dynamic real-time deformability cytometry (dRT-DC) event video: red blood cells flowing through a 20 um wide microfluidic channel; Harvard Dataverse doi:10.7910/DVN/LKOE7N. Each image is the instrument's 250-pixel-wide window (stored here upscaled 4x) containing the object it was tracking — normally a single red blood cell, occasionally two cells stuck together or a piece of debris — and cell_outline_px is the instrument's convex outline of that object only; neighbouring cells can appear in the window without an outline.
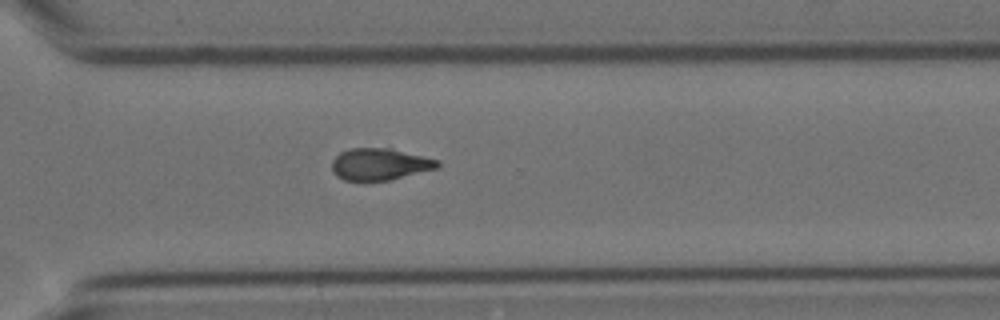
{"species": "Egyptian fruit bat (a non-hibernating species)", "species_latin": "Rousettus aegyptiacus", "temperature_condition": "cold", "stored_images_in_passage": 11, "segment_of_instrument_passage": [1, 2], "camera_frame_rate_fps": 3000, "um_per_image_px": 0.085, "animal": {"sex": "female"}, "frame": {"image": 1, "passage_image": 10, "time_ms": 11.333, "image_size_px": [1000, 320], "cell_outline_px": [[440, 164], [436, 168], [388, 180], [364, 184], [344, 180], [336, 176], [332, 172], [332, 160], [340, 152], [348, 148], [392, 148], [440, 160]], "centroid_in_image_um": [32.22, 13.98], "position_along_channel_um": 338.4, "area_um2": 20.17}}